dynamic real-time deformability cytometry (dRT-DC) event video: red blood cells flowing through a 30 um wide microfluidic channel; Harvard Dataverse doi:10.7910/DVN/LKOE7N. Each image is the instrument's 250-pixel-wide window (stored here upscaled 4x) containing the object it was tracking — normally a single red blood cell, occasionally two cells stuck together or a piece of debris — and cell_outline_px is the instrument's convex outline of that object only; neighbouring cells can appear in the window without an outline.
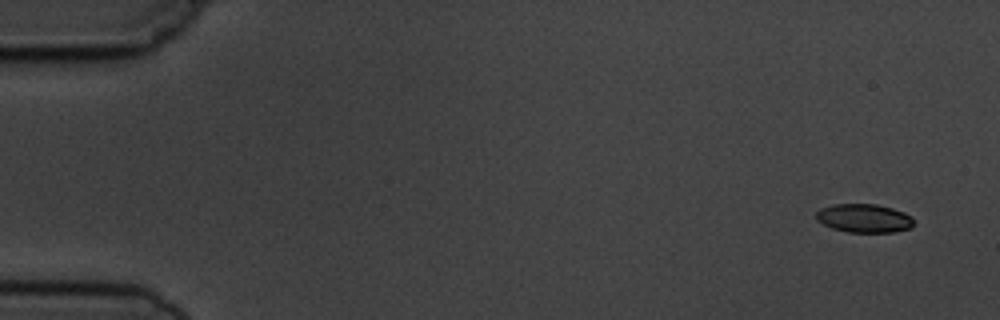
{"species": "common noctule bat (a hibernating species)", "species_latin": "Nyctalus noctula", "temperature_condition": "cold", "stored_images_in_passage": 4, "camera_frame_rate_fps": 3000, "um_per_image_px": 0.085, "animal": {"sex": "male", "body_mass_g": 19.5, "forearm_length_mm": 54.6}, "frame": {"image": 1, "passage_image": 1, "time_ms": 0.0, "image_size_px": [1000, 320], "cell_outline_px": [[916, 224], [912, 228], [896, 232], [848, 232], [832, 228], [816, 220], [816, 212], [820, 208], [832, 204], [876, 204], [892, 208], [904, 212], [912, 216]], "centroid_in_image_um": [73.49, 18.55], "position_along_channel_um": 11.5, "area_um2": 16.53}}
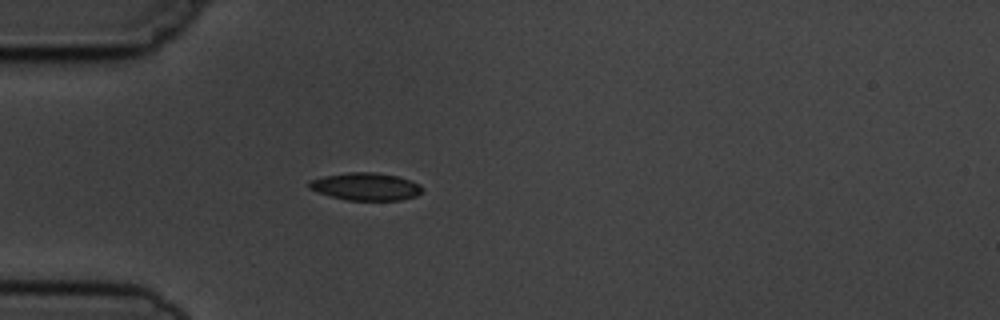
{"frame": {"image": 2, "passage_image": 4, "time_ms": 4.333, "image_size_px": [1000, 320], "cell_outline_px": [[420, 192], [416, 196], [400, 200], [348, 200], [332, 196], [308, 188], [308, 180], [324, 176], [348, 172], [372, 172], [396, 176], [412, 180], [420, 184]], "centroid_in_image_um": [31.07, 15.85], "position_along_channel_um": 53.9, "area_um2": 17.98}}